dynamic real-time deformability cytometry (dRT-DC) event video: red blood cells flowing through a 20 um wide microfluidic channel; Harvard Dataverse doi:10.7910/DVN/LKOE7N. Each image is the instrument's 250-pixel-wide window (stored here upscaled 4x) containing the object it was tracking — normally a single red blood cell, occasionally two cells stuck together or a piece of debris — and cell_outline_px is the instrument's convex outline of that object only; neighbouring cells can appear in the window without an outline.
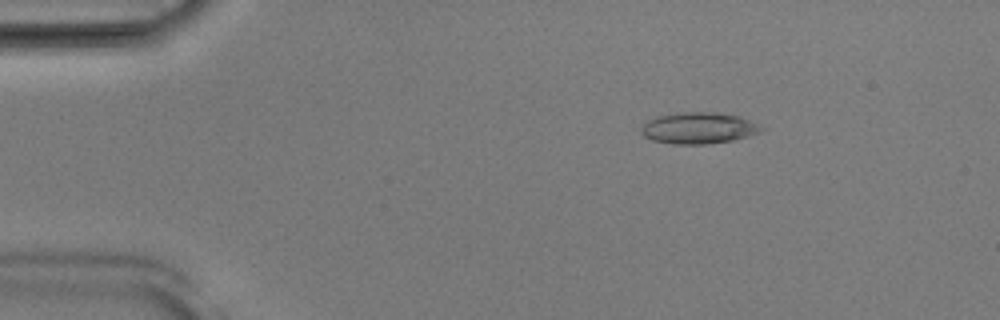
{"species": "Egyptian fruit bat (a non-hibernating species)", "species_latin": "Rousettus aegyptiacus", "temperature_condition": "room temperature", "stored_images_in_passage": 52, "camera_frame_rate_fps": 3000, "um_per_image_px": 0.085, "animal": {"sex": "male"}, "frame": {"image": 1, "passage_image": 8, "time_ms": 2.333, "image_size_px": [1000, 320], "cell_outline_px": [[764, 128], [760, 132], [748, 136], [732, 140], [704, 144], [672, 144], [652, 140], [644, 136], [640, 132], [640, 128], [648, 120], [660, 116], [684, 112], [712, 112], [736, 116], [760, 124]], "centroid_in_image_um": [59.36, 10.89], "position_along_channel_um": 25.6, "area_um2": 21.68}}
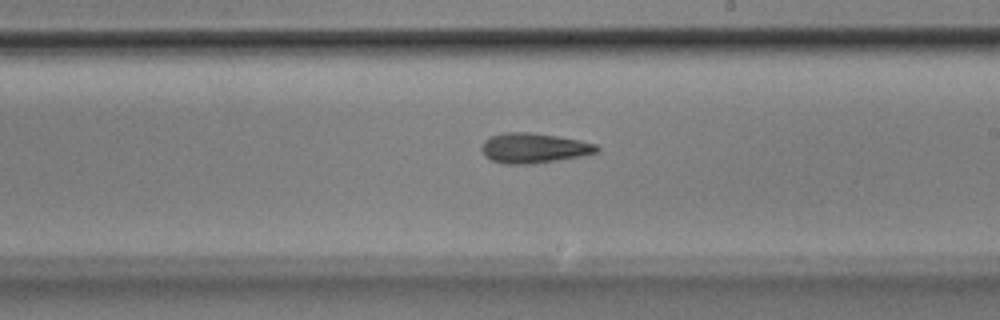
{"frame": {"image": 2, "passage_image": 30, "time_ms": 9.667, "image_size_px": [1000, 320], "cell_outline_px": [[600, 148], [596, 152], [580, 156], [532, 164], [504, 164], [492, 160], [484, 156], [480, 148], [484, 140], [500, 132], [528, 132], [556, 136], [580, 140], [596, 144]], "centroid_in_image_um": [45.32, 12.58], "position_along_channel_um": 243.7, "area_um2": 20.11}}
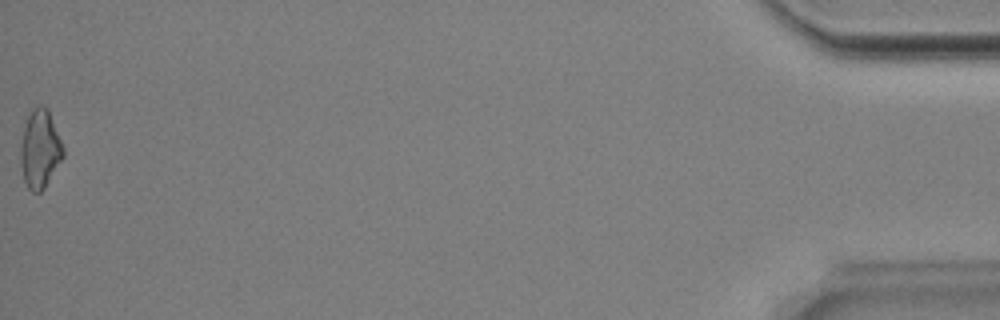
{"frame": {"image": 3, "passage_image": 52, "time_ms": 17.0, "image_size_px": [1000, 320], "cell_outline_px": [[64, 156], [44, 188], [40, 192], [32, 192], [28, 188], [24, 180], [20, 160], [20, 148], [24, 128], [28, 116], [32, 108], [40, 104], [48, 108], [64, 148]], "centroid_in_image_um": [3.4, 12.66], "position_along_channel_um": 431.8, "area_um2": 19.36}, "authors_computed_cell_mechanics": {"area_um2": 19.7098, "velocity_mm_per_s": 3.915, "shape_relaxation_time_tau1_ms": 5.5217, "shape_relaxation_time_tau2_ms": 6.1491, "deformation_change_tau1": 0.1761, "deformation_change_tau2": 0.1898}}